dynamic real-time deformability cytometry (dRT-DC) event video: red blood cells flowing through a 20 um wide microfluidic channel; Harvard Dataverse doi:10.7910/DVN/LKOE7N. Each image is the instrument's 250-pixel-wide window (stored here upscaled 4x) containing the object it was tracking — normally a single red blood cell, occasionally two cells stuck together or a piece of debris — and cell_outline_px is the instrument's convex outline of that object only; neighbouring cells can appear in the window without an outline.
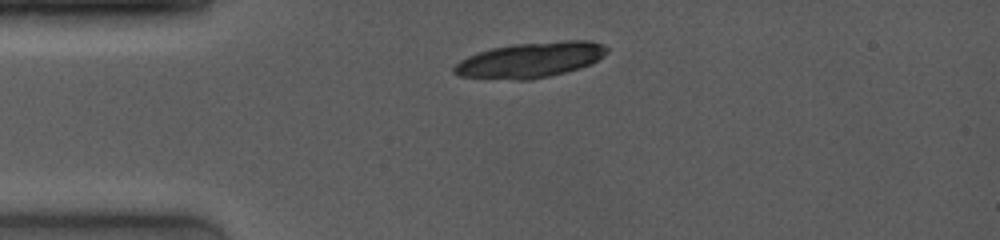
{"species": "common noctule bat (a hibernating species)", "species_latin": "Nyctalus noctula", "temperature_condition": "room temperature", "stored_images_in_passage": 3, "camera_frame_rate_fps": 4000, "um_per_image_px": 0.085, "animal": {"sex": "female", "body_mass_g": 19.0, "forearm_length_mm": 53.3}, "frame": {"image": 1, "passage_image": 1, "time_ms": 0.0, "image_size_px": [1000, 240], "cell_outline_px": [[608, 52], [592, 64], [580, 68], [548, 76], [528, 80], [516, 80], [460, 76], [452, 72], [452, 68], [460, 60], [476, 52], [492, 48], [512, 44], [564, 40], [592, 40], [604, 44], [608, 48]], "centroid_in_image_um": [45.11, 5.08], "position_along_channel_um": 39.9, "area_um2": 31.67}}